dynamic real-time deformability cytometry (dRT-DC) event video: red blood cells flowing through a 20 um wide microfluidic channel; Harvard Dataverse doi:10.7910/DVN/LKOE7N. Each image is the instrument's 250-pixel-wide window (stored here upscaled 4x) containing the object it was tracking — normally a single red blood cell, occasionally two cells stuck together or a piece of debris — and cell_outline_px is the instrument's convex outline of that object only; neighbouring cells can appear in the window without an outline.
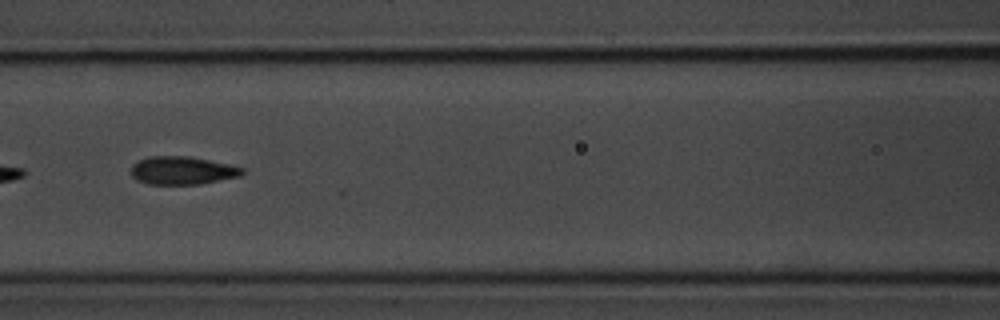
{"species": "common noctule bat (a hibernating species)", "species_latin": "Nyctalus noctula", "temperature_condition": "room temperature", "stored_images_in_passage": 3, "camera_frame_rate_fps": 3000, "um_per_image_px": 0.085, "animal": {"sex": "male", "body_mass_g": 20.1, "forearm_length_mm": 53.5}, "frame": {"image": 1, "passage_image": 3, "time_ms": 2.333, "image_size_px": [1000, 320], "cell_outline_px": [[244, 172], [240, 176], [200, 184], [148, 184], [136, 180], [132, 176], [132, 164], [148, 156], [192, 156], [228, 164], [244, 168]], "centroid_in_image_um": [15.49, 14.49], "position_along_channel_um": 151.1, "area_um2": 18.21}}